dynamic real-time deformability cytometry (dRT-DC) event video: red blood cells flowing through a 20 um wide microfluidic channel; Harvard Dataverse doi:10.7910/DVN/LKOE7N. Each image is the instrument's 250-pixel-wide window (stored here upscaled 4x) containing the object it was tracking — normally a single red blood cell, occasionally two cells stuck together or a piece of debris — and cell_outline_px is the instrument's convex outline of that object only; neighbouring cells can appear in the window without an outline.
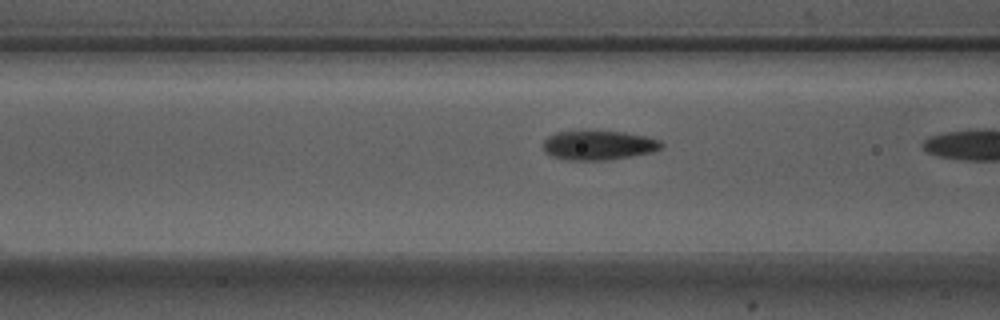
{"species": "Egyptian fruit bat (a non-hibernating species)", "species_latin": "Rousettus aegyptiacus", "temperature_condition": "warm", "stored_images_in_passage": 8, "camera_frame_rate_fps": 3000, "um_per_image_px": 0.085, "animal": {"sex": "male"}, "frame": {"image": 1, "passage_image": 7, "time_ms": 2.0, "image_size_px": [1000, 320], "cell_outline_px": [[664, 144], [660, 148], [652, 152], [608, 160], [568, 160], [552, 156], [544, 152], [544, 140], [548, 136], [556, 132], [624, 132], [644, 136], [660, 140]], "centroid_in_image_um": [50.87, 12.36], "position_along_channel_um": 115.7, "area_um2": 19.88}}